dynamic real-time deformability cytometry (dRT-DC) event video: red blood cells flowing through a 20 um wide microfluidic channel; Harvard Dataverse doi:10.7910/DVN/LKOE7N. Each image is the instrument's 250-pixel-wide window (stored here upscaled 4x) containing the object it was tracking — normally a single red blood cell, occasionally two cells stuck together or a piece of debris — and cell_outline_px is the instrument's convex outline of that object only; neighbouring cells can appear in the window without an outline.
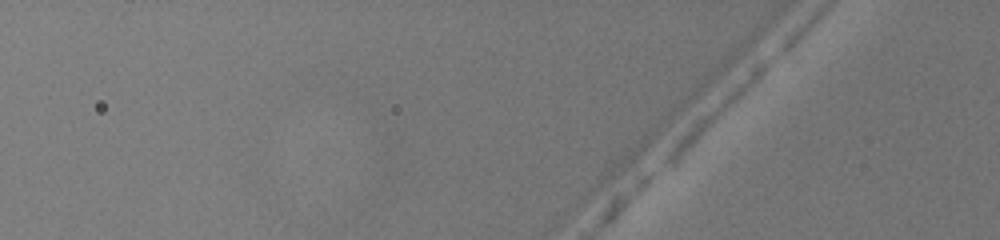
{"species": "common noctule bat (a hibernating species)", "species_latin": "Nyctalus noctula", "temperature_condition": "warm", "stored_images_in_passage": 2, "camera_frame_rate_fps": 3000, "um_per_image_px": 0.085, "animal": {"sex": "female", "body_mass_g": 19.5, "forearm_length_mm": 54.1}, "frame": {"image": 1, "passage_image": 2, "time_ms": 0.333, "image_size_px": [1000, 240], "cell_outline_px": [[772, 60], [712, 120], [668, 160], [660, 164], [660, 160], [676, 136], [696, 116], [732, 84], [760, 60], [768, 56], [772, 56]], "centroid_in_image_um": [60.67, 9.29], "position_along_channel_um": 65.1, "area_um2": 12.02}}